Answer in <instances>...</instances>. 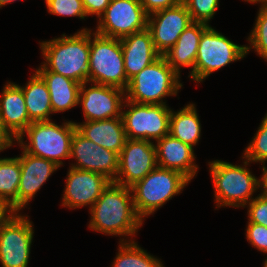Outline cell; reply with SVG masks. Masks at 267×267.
Listing matches in <instances>:
<instances>
[{
	"instance_id": "1",
	"label": "cell",
	"mask_w": 267,
	"mask_h": 267,
	"mask_svg": "<svg viewBox=\"0 0 267 267\" xmlns=\"http://www.w3.org/2000/svg\"><path fill=\"white\" fill-rule=\"evenodd\" d=\"M89 211L88 228L105 235L121 236L119 242L134 241L132 238L144 224L135 210L131 188L114 182L103 190Z\"/></svg>"
},
{
	"instance_id": "2",
	"label": "cell",
	"mask_w": 267,
	"mask_h": 267,
	"mask_svg": "<svg viewBox=\"0 0 267 267\" xmlns=\"http://www.w3.org/2000/svg\"><path fill=\"white\" fill-rule=\"evenodd\" d=\"M90 30L82 28L70 36L64 33L48 41H39L44 61L36 69H48L81 84L87 82Z\"/></svg>"
},
{
	"instance_id": "3",
	"label": "cell",
	"mask_w": 267,
	"mask_h": 267,
	"mask_svg": "<svg viewBox=\"0 0 267 267\" xmlns=\"http://www.w3.org/2000/svg\"><path fill=\"white\" fill-rule=\"evenodd\" d=\"M242 159L243 165L218 159L208 162L216 209L223 206L245 208L255 198L253 194L259 192L260 179L248 168L251 162L244 157Z\"/></svg>"
},
{
	"instance_id": "4",
	"label": "cell",
	"mask_w": 267,
	"mask_h": 267,
	"mask_svg": "<svg viewBox=\"0 0 267 267\" xmlns=\"http://www.w3.org/2000/svg\"><path fill=\"white\" fill-rule=\"evenodd\" d=\"M76 130L74 121L64 120L58 125L53 120L32 122L15 141L22 150L54 162L61 168L70 159L71 142ZM24 136L27 137L24 141ZM29 142H28V141Z\"/></svg>"
},
{
	"instance_id": "5",
	"label": "cell",
	"mask_w": 267,
	"mask_h": 267,
	"mask_svg": "<svg viewBox=\"0 0 267 267\" xmlns=\"http://www.w3.org/2000/svg\"><path fill=\"white\" fill-rule=\"evenodd\" d=\"M180 76L160 56L129 80L125 90L126 100L138 104H166L169 96H177L183 87Z\"/></svg>"
},
{
	"instance_id": "6",
	"label": "cell",
	"mask_w": 267,
	"mask_h": 267,
	"mask_svg": "<svg viewBox=\"0 0 267 267\" xmlns=\"http://www.w3.org/2000/svg\"><path fill=\"white\" fill-rule=\"evenodd\" d=\"M190 182L178 171L157 166L130 187L137 214L144 221L175 195L181 194Z\"/></svg>"
},
{
	"instance_id": "7",
	"label": "cell",
	"mask_w": 267,
	"mask_h": 267,
	"mask_svg": "<svg viewBox=\"0 0 267 267\" xmlns=\"http://www.w3.org/2000/svg\"><path fill=\"white\" fill-rule=\"evenodd\" d=\"M88 82L127 89L129 80L125 74L120 39L90 30Z\"/></svg>"
},
{
	"instance_id": "8",
	"label": "cell",
	"mask_w": 267,
	"mask_h": 267,
	"mask_svg": "<svg viewBox=\"0 0 267 267\" xmlns=\"http://www.w3.org/2000/svg\"><path fill=\"white\" fill-rule=\"evenodd\" d=\"M246 55V45L234 43L209 25L202 32L194 71L188 77L195 83H201L213 72L232 62L242 60Z\"/></svg>"
},
{
	"instance_id": "9",
	"label": "cell",
	"mask_w": 267,
	"mask_h": 267,
	"mask_svg": "<svg viewBox=\"0 0 267 267\" xmlns=\"http://www.w3.org/2000/svg\"><path fill=\"white\" fill-rule=\"evenodd\" d=\"M171 111L168 105L138 104L125 99L121 118L126 137L153 143L160 140L169 134Z\"/></svg>"
},
{
	"instance_id": "10",
	"label": "cell",
	"mask_w": 267,
	"mask_h": 267,
	"mask_svg": "<svg viewBox=\"0 0 267 267\" xmlns=\"http://www.w3.org/2000/svg\"><path fill=\"white\" fill-rule=\"evenodd\" d=\"M21 213V214H19ZM28 215L15 212L0 227L2 267H29L34 225Z\"/></svg>"
},
{
	"instance_id": "11",
	"label": "cell",
	"mask_w": 267,
	"mask_h": 267,
	"mask_svg": "<svg viewBox=\"0 0 267 267\" xmlns=\"http://www.w3.org/2000/svg\"><path fill=\"white\" fill-rule=\"evenodd\" d=\"M148 14L139 0H111L98 18L95 32L121 39L147 29Z\"/></svg>"
},
{
	"instance_id": "12",
	"label": "cell",
	"mask_w": 267,
	"mask_h": 267,
	"mask_svg": "<svg viewBox=\"0 0 267 267\" xmlns=\"http://www.w3.org/2000/svg\"><path fill=\"white\" fill-rule=\"evenodd\" d=\"M125 99L123 89L87 81L80 86L78 105L82 107L84 121H100L121 118Z\"/></svg>"
},
{
	"instance_id": "13",
	"label": "cell",
	"mask_w": 267,
	"mask_h": 267,
	"mask_svg": "<svg viewBox=\"0 0 267 267\" xmlns=\"http://www.w3.org/2000/svg\"><path fill=\"white\" fill-rule=\"evenodd\" d=\"M157 167L156 148L147 140L128 139L119 153V168L114 183L131 187Z\"/></svg>"
},
{
	"instance_id": "14",
	"label": "cell",
	"mask_w": 267,
	"mask_h": 267,
	"mask_svg": "<svg viewBox=\"0 0 267 267\" xmlns=\"http://www.w3.org/2000/svg\"><path fill=\"white\" fill-rule=\"evenodd\" d=\"M192 23L191 15L183 2L148 15L147 29L151 32L156 51L163 56Z\"/></svg>"
},
{
	"instance_id": "15",
	"label": "cell",
	"mask_w": 267,
	"mask_h": 267,
	"mask_svg": "<svg viewBox=\"0 0 267 267\" xmlns=\"http://www.w3.org/2000/svg\"><path fill=\"white\" fill-rule=\"evenodd\" d=\"M72 158L77 162L72 163L70 167L102 174L111 182L116 178L119 154L93 143L77 130L71 142L70 159Z\"/></svg>"
},
{
	"instance_id": "16",
	"label": "cell",
	"mask_w": 267,
	"mask_h": 267,
	"mask_svg": "<svg viewBox=\"0 0 267 267\" xmlns=\"http://www.w3.org/2000/svg\"><path fill=\"white\" fill-rule=\"evenodd\" d=\"M65 181L61 206L69 210L85 206L90 210L111 182L102 174L73 167H69Z\"/></svg>"
},
{
	"instance_id": "17",
	"label": "cell",
	"mask_w": 267,
	"mask_h": 267,
	"mask_svg": "<svg viewBox=\"0 0 267 267\" xmlns=\"http://www.w3.org/2000/svg\"><path fill=\"white\" fill-rule=\"evenodd\" d=\"M19 155L21 167L17 194V212L25 209L49 177L60 168L54 162L33 156L24 150Z\"/></svg>"
},
{
	"instance_id": "18",
	"label": "cell",
	"mask_w": 267,
	"mask_h": 267,
	"mask_svg": "<svg viewBox=\"0 0 267 267\" xmlns=\"http://www.w3.org/2000/svg\"><path fill=\"white\" fill-rule=\"evenodd\" d=\"M157 166L175 170L186 176L190 181L197 176L199 170L194 148L170 134L155 143Z\"/></svg>"
},
{
	"instance_id": "19",
	"label": "cell",
	"mask_w": 267,
	"mask_h": 267,
	"mask_svg": "<svg viewBox=\"0 0 267 267\" xmlns=\"http://www.w3.org/2000/svg\"><path fill=\"white\" fill-rule=\"evenodd\" d=\"M5 84L0 95V121L16 141L32 121L29 119L22 89L9 80Z\"/></svg>"
},
{
	"instance_id": "20",
	"label": "cell",
	"mask_w": 267,
	"mask_h": 267,
	"mask_svg": "<svg viewBox=\"0 0 267 267\" xmlns=\"http://www.w3.org/2000/svg\"><path fill=\"white\" fill-rule=\"evenodd\" d=\"M120 41L128 80L161 56L155 49L148 29L127 35Z\"/></svg>"
},
{
	"instance_id": "21",
	"label": "cell",
	"mask_w": 267,
	"mask_h": 267,
	"mask_svg": "<svg viewBox=\"0 0 267 267\" xmlns=\"http://www.w3.org/2000/svg\"><path fill=\"white\" fill-rule=\"evenodd\" d=\"M76 130L93 143L120 153L127 140L122 118L74 122Z\"/></svg>"
},
{
	"instance_id": "22",
	"label": "cell",
	"mask_w": 267,
	"mask_h": 267,
	"mask_svg": "<svg viewBox=\"0 0 267 267\" xmlns=\"http://www.w3.org/2000/svg\"><path fill=\"white\" fill-rule=\"evenodd\" d=\"M209 25L201 22H193L179 36L175 45L163 56L168 65L181 76L182 67H191L190 76L194 71L195 60L197 57L199 40L202 32Z\"/></svg>"
},
{
	"instance_id": "23",
	"label": "cell",
	"mask_w": 267,
	"mask_h": 267,
	"mask_svg": "<svg viewBox=\"0 0 267 267\" xmlns=\"http://www.w3.org/2000/svg\"><path fill=\"white\" fill-rule=\"evenodd\" d=\"M35 71L47 85L53 114L66 112L78 105L81 83L48 69H36Z\"/></svg>"
},
{
	"instance_id": "24",
	"label": "cell",
	"mask_w": 267,
	"mask_h": 267,
	"mask_svg": "<svg viewBox=\"0 0 267 267\" xmlns=\"http://www.w3.org/2000/svg\"><path fill=\"white\" fill-rule=\"evenodd\" d=\"M17 85L23 91L29 119L32 122L52 120L51 97L43 78L34 71L25 86Z\"/></svg>"
},
{
	"instance_id": "25",
	"label": "cell",
	"mask_w": 267,
	"mask_h": 267,
	"mask_svg": "<svg viewBox=\"0 0 267 267\" xmlns=\"http://www.w3.org/2000/svg\"><path fill=\"white\" fill-rule=\"evenodd\" d=\"M201 123L196 105L192 102L178 111L172 109L169 134L194 148L201 139Z\"/></svg>"
},
{
	"instance_id": "26",
	"label": "cell",
	"mask_w": 267,
	"mask_h": 267,
	"mask_svg": "<svg viewBox=\"0 0 267 267\" xmlns=\"http://www.w3.org/2000/svg\"><path fill=\"white\" fill-rule=\"evenodd\" d=\"M20 175L19 155L0 158V200L6 202L15 212Z\"/></svg>"
},
{
	"instance_id": "27",
	"label": "cell",
	"mask_w": 267,
	"mask_h": 267,
	"mask_svg": "<svg viewBox=\"0 0 267 267\" xmlns=\"http://www.w3.org/2000/svg\"><path fill=\"white\" fill-rule=\"evenodd\" d=\"M112 267H165L161 259L144 250L138 242H119Z\"/></svg>"
},
{
	"instance_id": "28",
	"label": "cell",
	"mask_w": 267,
	"mask_h": 267,
	"mask_svg": "<svg viewBox=\"0 0 267 267\" xmlns=\"http://www.w3.org/2000/svg\"><path fill=\"white\" fill-rule=\"evenodd\" d=\"M248 3H259L260 8L257 12L254 27L247 38L246 54L254 49L259 57L267 61V3L264 0L248 1Z\"/></svg>"
},
{
	"instance_id": "29",
	"label": "cell",
	"mask_w": 267,
	"mask_h": 267,
	"mask_svg": "<svg viewBox=\"0 0 267 267\" xmlns=\"http://www.w3.org/2000/svg\"><path fill=\"white\" fill-rule=\"evenodd\" d=\"M250 143L245 147L242 157L251 163H267V113Z\"/></svg>"
},
{
	"instance_id": "30",
	"label": "cell",
	"mask_w": 267,
	"mask_h": 267,
	"mask_svg": "<svg viewBox=\"0 0 267 267\" xmlns=\"http://www.w3.org/2000/svg\"><path fill=\"white\" fill-rule=\"evenodd\" d=\"M220 0H182L193 22H201L207 25L213 19Z\"/></svg>"
},
{
	"instance_id": "31",
	"label": "cell",
	"mask_w": 267,
	"mask_h": 267,
	"mask_svg": "<svg viewBox=\"0 0 267 267\" xmlns=\"http://www.w3.org/2000/svg\"><path fill=\"white\" fill-rule=\"evenodd\" d=\"M48 13L57 16L78 17L85 20L86 10L82 0H44Z\"/></svg>"
},
{
	"instance_id": "32",
	"label": "cell",
	"mask_w": 267,
	"mask_h": 267,
	"mask_svg": "<svg viewBox=\"0 0 267 267\" xmlns=\"http://www.w3.org/2000/svg\"><path fill=\"white\" fill-rule=\"evenodd\" d=\"M245 207H247L248 222L267 227V193L260 192Z\"/></svg>"
},
{
	"instance_id": "33",
	"label": "cell",
	"mask_w": 267,
	"mask_h": 267,
	"mask_svg": "<svg viewBox=\"0 0 267 267\" xmlns=\"http://www.w3.org/2000/svg\"><path fill=\"white\" fill-rule=\"evenodd\" d=\"M245 236L252 247L267 254V227L256 223H247Z\"/></svg>"
},
{
	"instance_id": "34",
	"label": "cell",
	"mask_w": 267,
	"mask_h": 267,
	"mask_svg": "<svg viewBox=\"0 0 267 267\" xmlns=\"http://www.w3.org/2000/svg\"><path fill=\"white\" fill-rule=\"evenodd\" d=\"M145 12L150 15L156 11L173 7L182 0H139Z\"/></svg>"
},
{
	"instance_id": "35",
	"label": "cell",
	"mask_w": 267,
	"mask_h": 267,
	"mask_svg": "<svg viewBox=\"0 0 267 267\" xmlns=\"http://www.w3.org/2000/svg\"><path fill=\"white\" fill-rule=\"evenodd\" d=\"M86 15H95L97 19L105 12L111 0H82Z\"/></svg>"
},
{
	"instance_id": "36",
	"label": "cell",
	"mask_w": 267,
	"mask_h": 267,
	"mask_svg": "<svg viewBox=\"0 0 267 267\" xmlns=\"http://www.w3.org/2000/svg\"><path fill=\"white\" fill-rule=\"evenodd\" d=\"M14 141L13 137L5 130L0 121V153L5 149L11 148V146H14L13 144H16Z\"/></svg>"
},
{
	"instance_id": "37",
	"label": "cell",
	"mask_w": 267,
	"mask_h": 267,
	"mask_svg": "<svg viewBox=\"0 0 267 267\" xmlns=\"http://www.w3.org/2000/svg\"><path fill=\"white\" fill-rule=\"evenodd\" d=\"M15 213V211L4 201L0 200V227Z\"/></svg>"
},
{
	"instance_id": "38",
	"label": "cell",
	"mask_w": 267,
	"mask_h": 267,
	"mask_svg": "<svg viewBox=\"0 0 267 267\" xmlns=\"http://www.w3.org/2000/svg\"><path fill=\"white\" fill-rule=\"evenodd\" d=\"M262 176L259 178L260 179V190L263 193H267V166H265V162L262 164Z\"/></svg>"
},
{
	"instance_id": "39",
	"label": "cell",
	"mask_w": 267,
	"mask_h": 267,
	"mask_svg": "<svg viewBox=\"0 0 267 267\" xmlns=\"http://www.w3.org/2000/svg\"><path fill=\"white\" fill-rule=\"evenodd\" d=\"M16 1H18V0H0V9L2 8V7H4L5 5H8V4H10V3H14V2H16ZM21 1V0H20ZM23 1V0H22Z\"/></svg>"
},
{
	"instance_id": "40",
	"label": "cell",
	"mask_w": 267,
	"mask_h": 267,
	"mask_svg": "<svg viewBox=\"0 0 267 267\" xmlns=\"http://www.w3.org/2000/svg\"><path fill=\"white\" fill-rule=\"evenodd\" d=\"M263 261H264V262H263V267H267V257H266V259H264Z\"/></svg>"
},
{
	"instance_id": "41",
	"label": "cell",
	"mask_w": 267,
	"mask_h": 267,
	"mask_svg": "<svg viewBox=\"0 0 267 267\" xmlns=\"http://www.w3.org/2000/svg\"><path fill=\"white\" fill-rule=\"evenodd\" d=\"M245 2H248V1H262V0H243Z\"/></svg>"
}]
</instances>
